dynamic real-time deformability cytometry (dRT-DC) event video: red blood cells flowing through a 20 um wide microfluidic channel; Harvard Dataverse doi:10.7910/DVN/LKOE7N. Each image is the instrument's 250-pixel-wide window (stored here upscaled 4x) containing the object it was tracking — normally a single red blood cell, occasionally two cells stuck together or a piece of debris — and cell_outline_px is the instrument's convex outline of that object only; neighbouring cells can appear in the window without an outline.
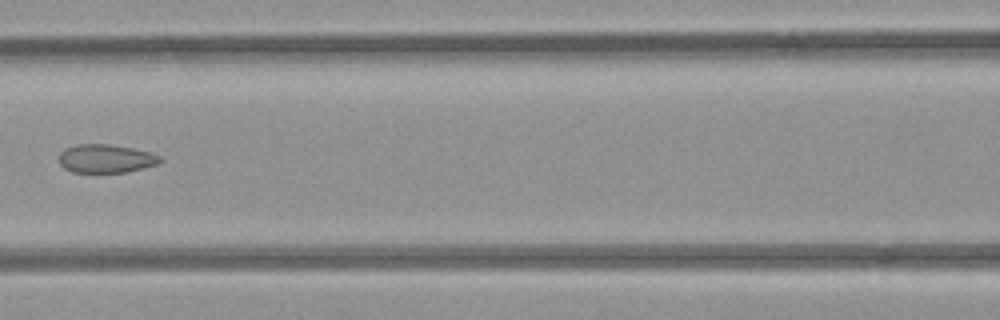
{"species": "common noctule bat (a hibernating species)", "species_latin": "Nyctalus noctula", "temperature_condition": "room temperature", "stored_images_in_passage": 7, "camera_frame_rate_fps": 3000, "um_per_image_px": 0.085, "animal": {"sex": "female", "body_mass_g": 21.9}, "frame": {"image": 1, "passage_image": 6, "time_ms": 6.667, "image_size_px": [1000, 320], "cell_outline_px": [[164, 160], [156, 164], [144, 168], [124, 172], [72, 172], [64, 168], [60, 164], [60, 152], [64, 148], [76, 144], [108, 144], [132, 148], [152, 152], [160, 156]], "centroid_in_image_um": [9.0, 13.47], "position_along_channel_um": 157.6, "area_um2": 16.82}}
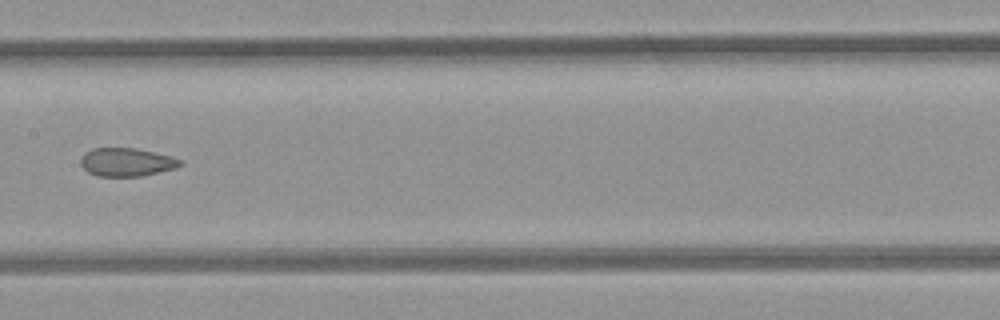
{"frame": {"image": 2, "passage_image": 7, "time_ms": 7.667, "image_size_px": [1000, 320], "cell_outline_px": [[180, 164], [176, 168], [140, 176], [96, 176], [88, 172], [80, 164], [80, 160], [84, 152], [92, 148], [136, 148], [172, 156], [180, 160]], "centroid_in_image_um": [10.71, 13.77], "position_along_channel_um": 196.7, "area_um2": 16.36}}